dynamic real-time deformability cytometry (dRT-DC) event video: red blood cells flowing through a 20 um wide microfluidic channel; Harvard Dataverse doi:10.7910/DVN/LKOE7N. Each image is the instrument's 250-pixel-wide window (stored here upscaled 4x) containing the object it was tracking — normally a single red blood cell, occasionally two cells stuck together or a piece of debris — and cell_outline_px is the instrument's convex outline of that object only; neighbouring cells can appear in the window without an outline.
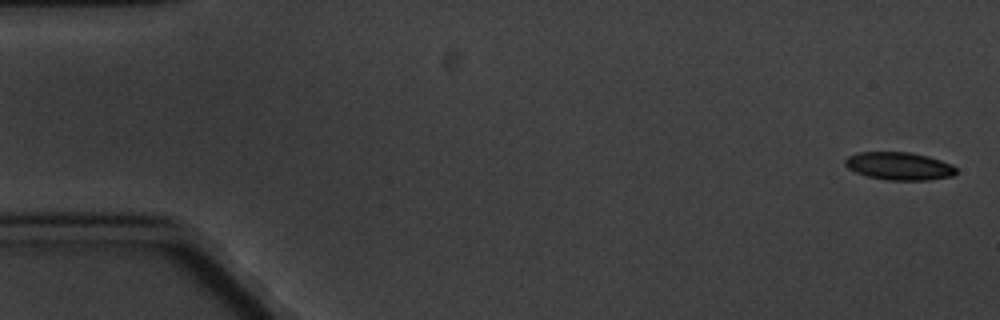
{"species": "common noctule bat (a hibernating species)", "species_latin": "Nyctalus noctula", "temperature_condition": "cold", "stored_images_in_passage": 6, "camera_frame_rate_fps": 3000, "um_per_image_px": 0.085, "animal": {"sex": "male", "body_mass_g": 20.1, "forearm_length_mm": 53.5}, "frame": {"image": 1, "passage_image": 6, "time_ms": 6.667, "image_size_px": [1000, 320], "cell_outline_px": [[956, 172], [952, 176], [928, 180], [888, 180], [868, 176], [856, 172], [848, 168], [844, 164], [844, 160], [848, 156], [860, 152], [912, 152], [928, 156], [952, 164], [956, 168]], "centroid_in_image_um": [76.43, 14.11], "position_along_channel_um": 8.6, "area_um2": 17.98}}